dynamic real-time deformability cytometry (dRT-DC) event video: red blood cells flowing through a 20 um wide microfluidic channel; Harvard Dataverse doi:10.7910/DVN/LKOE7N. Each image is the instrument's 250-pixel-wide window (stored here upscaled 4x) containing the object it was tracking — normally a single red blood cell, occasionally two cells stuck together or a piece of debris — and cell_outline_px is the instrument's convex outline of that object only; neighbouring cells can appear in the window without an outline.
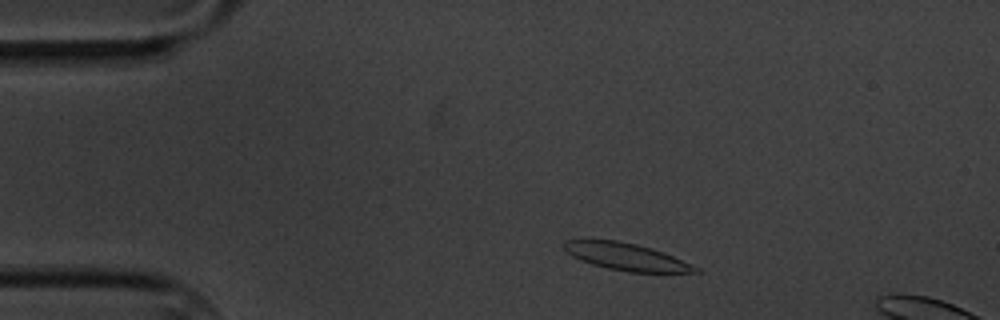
{"species": "common noctule bat (a hibernating species)", "species_latin": "Nyctalus noctula", "temperature_condition": "cold", "stored_images_in_passage": 4, "camera_frame_rate_fps": 3000, "um_per_image_px": 0.085, "animal": {"sex": "male", "body_mass_g": 20.1, "forearm_length_mm": 53.5}, "frame": {"image": 1, "passage_image": 2, "time_ms": 1.333, "image_size_px": [1000, 320], "cell_outline_px": [[704, 272], [628, 272], [608, 268], [592, 264], [580, 260], [572, 256], [564, 248], [564, 240], [588, 236], [616, 240], [636, 244], [652, 248], [664, 252], [692, 264], [700, 268]], "centroid_in_image_um": [53.16, 21.77], "position_along_channel_um": 31.8, "area_um2": 21.44}}